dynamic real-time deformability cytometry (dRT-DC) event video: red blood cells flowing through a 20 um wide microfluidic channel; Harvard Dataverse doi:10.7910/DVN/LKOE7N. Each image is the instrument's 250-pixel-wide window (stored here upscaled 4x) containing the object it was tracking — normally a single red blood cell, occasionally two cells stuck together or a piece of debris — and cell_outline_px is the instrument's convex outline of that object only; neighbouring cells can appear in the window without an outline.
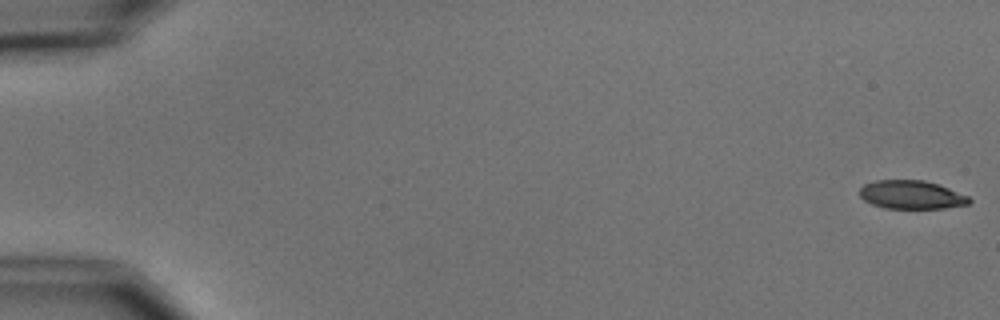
{"species": "common noctule bat (a hibernating species)", "species_latin": "Nyctalus noctula", "temperature_condition": "cold", "stored_images_in_passage": 9, "camera_frame_rate_fps": 3000, "um_per_image_px": 0.085, "animal": {"sex": "male", "body_mass_g": 15.6}, "frame": {"image": 1, "passage_image": 1, "time_ms": 0.0, "image_size_px": [1000, 320], "cell_outline_px": [[972, 200], [968, 204], [944, 208], [884, 208], [872, 204], [864, 200], [860, 196], [860, 188], [864, 184], [876, 180], [924, 180], [948, 188], [968, 196]], "centroid_in_image_um": [77.45, 16.55], "position_along_channel_um": 7.6, "area_um2": 18.03}}
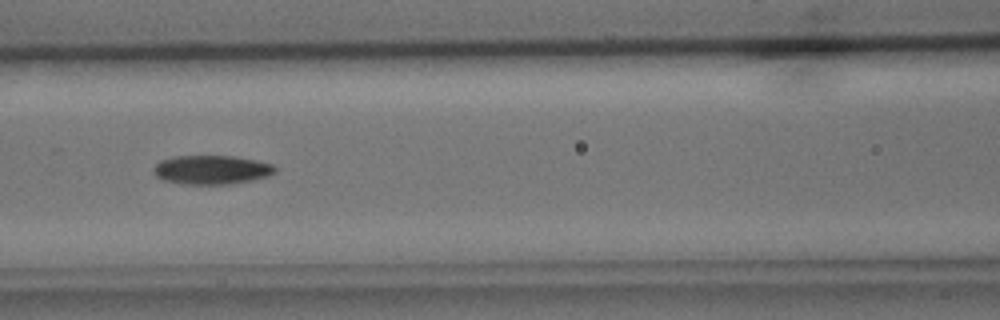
{"frame": {"image": 2, "passage_image": 8, "time_ms": 8.0, "image_size_px": [1000, 320], "cell_outline_px": [[276, 172], [268, 176], [252, 180], [232, 184], [180, 184], [164, 180], [156, 176], [152, 172], [152, 168], [160, 160], [172, 156], [232, 156], [256, 160], [272, 164], [276, 168]], "centroid_in_image_um": [17.95, 14.43], "position_along_channel_um": 148.6, "area_um2": 20.69}}
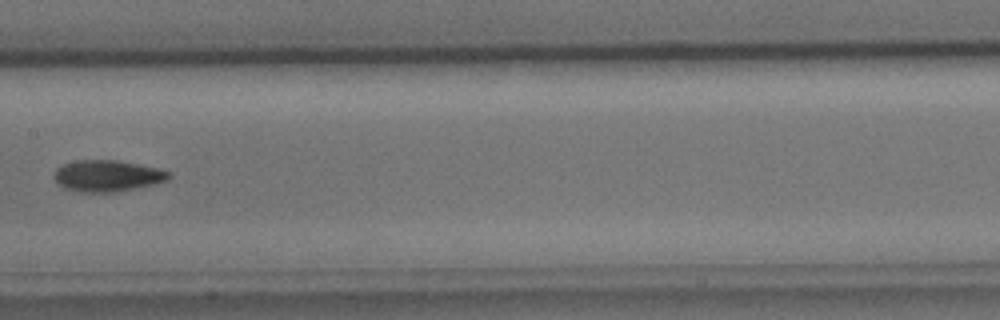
{"frame": {"image": 3, "passage_image": 9, "time_ms": 9.333, "image_size_px": [1000, 320], "cell_outline_px": [[172, 176], [168, 180], [152, 184], [116, 192], [80, 192], [64, 188], [52, 176], [56, 168], [64, 164], [76, 160], [116, 160], [156, 168], [172, 172]], "centroid_in_image_um": [9.11, 14.94], "position_along_channel_um": 198.3, "area_um2": 20.87}}